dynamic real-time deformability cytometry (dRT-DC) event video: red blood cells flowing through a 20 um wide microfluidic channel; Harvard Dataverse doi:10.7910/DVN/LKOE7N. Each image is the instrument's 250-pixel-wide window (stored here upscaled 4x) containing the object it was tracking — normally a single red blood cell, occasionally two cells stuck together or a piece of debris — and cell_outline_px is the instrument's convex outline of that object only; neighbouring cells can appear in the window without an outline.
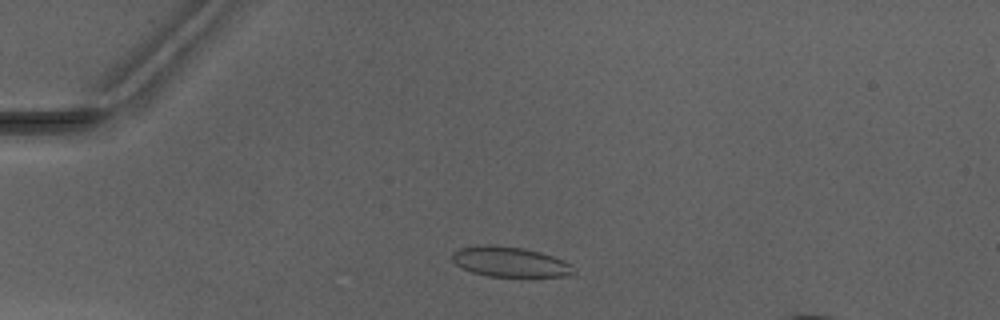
{"species": "Egyptian fruit bat (a non-hibernating species)", "species_latin": "Rousettus aegyptiacus", "temperature_condition": "warm", "stored_images_in_passage": 4, "camera_frame_rate_fps": 3000, "um_per_image_px": 0.085, "animal": {"sex": "male"}, "frame": {"image": 1, "passage_image": 2, "time_ms": 1.0, "image_size_px": [1000, 320], "cell_outline_px": [[576, 272], [564, 276], [488, 276], [472, 272], [460, 268], [452, 260], [452, 252], [460, 248], [476, 244], [488, 244], [524, 248], [540, 252], [564, 260], [572, 264], [576, 268]], "centroid_in_image_um": [43.32, 22.24], "position_along_channel_um": 41.7, "area_um2": 21.5}}